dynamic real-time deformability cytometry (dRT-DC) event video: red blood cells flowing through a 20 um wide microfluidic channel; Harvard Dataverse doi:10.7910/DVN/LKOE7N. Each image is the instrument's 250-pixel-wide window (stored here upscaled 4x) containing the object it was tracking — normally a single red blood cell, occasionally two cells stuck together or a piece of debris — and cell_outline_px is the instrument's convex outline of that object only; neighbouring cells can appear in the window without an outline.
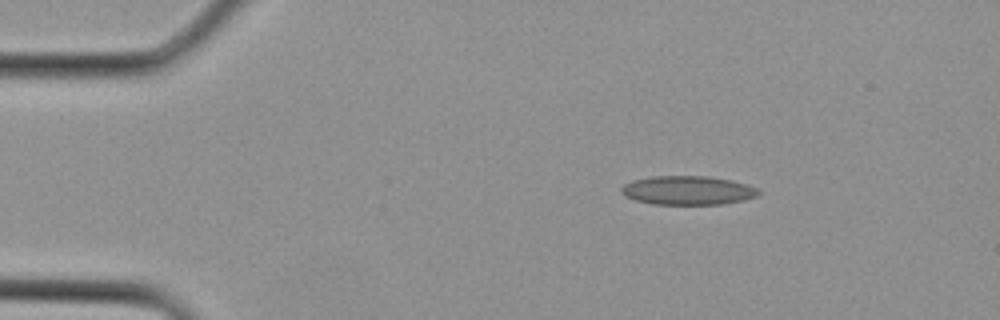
{"species": "Egyptian fruit bat (a non-hibernating species)", "species_latin": "Rousettus aegyptiacus", "temperature_condition": "cold", "stored_images_in_passage": 2, "camera_frame_rate_fps": 3000, "um_per_image_px": 0.085, "animal": {"sex": "female"}, "frame": {"image": 1, "passage_image": 1, "time_ms": 0.0, "image_size_px": [1000, 320], "cell_outline_px": [[760, 192], [756, 196], [744, 200], [724, 204], [652, 204], [636, 200], [624, 196], [620, 192], [620, 188], [624, 184], [632, 180], [652, 176], [708, 176], [732, 180], [748, 184], [756, 188]], "centroid_in_image_um": [58.44, 16.18], "position_along_channel_um": 26.6, "area_um2": 23.24}}